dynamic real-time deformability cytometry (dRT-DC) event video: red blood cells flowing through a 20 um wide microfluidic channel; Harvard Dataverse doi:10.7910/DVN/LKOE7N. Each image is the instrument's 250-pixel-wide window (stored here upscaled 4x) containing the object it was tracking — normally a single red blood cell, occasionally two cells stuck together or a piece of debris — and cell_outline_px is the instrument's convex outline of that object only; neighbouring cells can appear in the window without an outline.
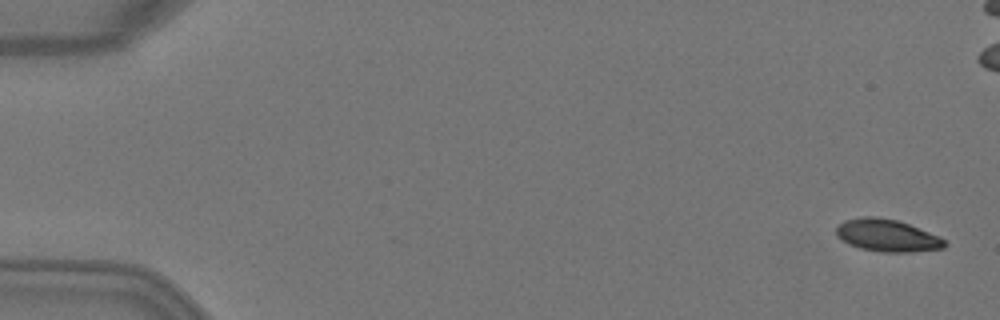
{"species": "Egyptian fruit bat (a non-hibernating species)", "species_latin": "Rousettus aegyptiacus", "temperature_condition": "warm", "stored_images_in_passage": 6, "camera_frame_rate_fps": 3000, "um_per_image_px": 0.085, "animal": {"sex": "female"}, "frame": {"image": 1, "passage_image": 1, "time_ms": 0.0, "image_size_px": [1000, 320], "cell_outline_px": [[948, 244], [944, 248], [912, 252], [884, 252], [860, 248], [848, 244], [836, 236], [836, 228], [844, 220], [860, 216], [876, 216], [896, 220], [908, 224], [940, 236]], "centroid_in_image_um": [75.4, 20.01], "position_along_channel_um": 9.6, "area_um2": 20.46}}